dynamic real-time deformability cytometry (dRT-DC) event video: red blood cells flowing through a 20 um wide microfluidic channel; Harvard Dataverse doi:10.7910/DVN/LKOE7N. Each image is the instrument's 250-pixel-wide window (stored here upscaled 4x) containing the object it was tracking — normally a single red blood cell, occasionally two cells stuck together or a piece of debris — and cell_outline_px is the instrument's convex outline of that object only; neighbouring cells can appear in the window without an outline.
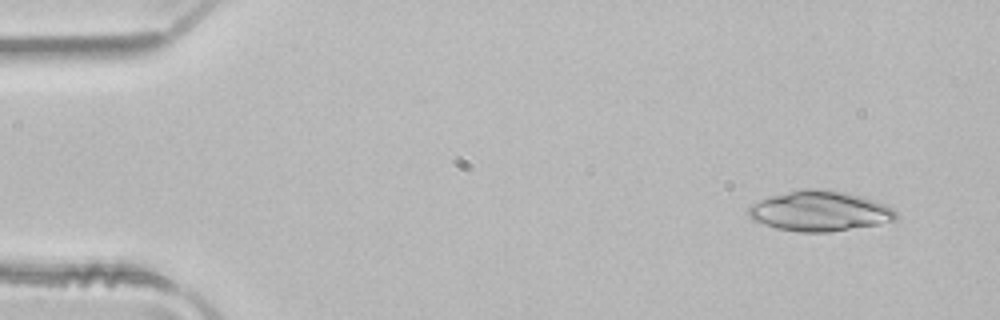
{"species": "common noctule bat (a hibernating species)", "species_latin": "Nyctalus noctula", "temperature_condition": "room temperature", "stored_images_in_passage": 4, "segment_of_instrument_passage": [1, 2], "camera_frame_rate_fps": 3000, "um_per_image_px": 0.085, "animal": {"sex": "male", "body_mass_g": 21.5, "forearm_length_mm": 52.0}, "frame": {"image": 1, "passage_image": 1, "time_ms": 0.0, "image_size_px": [1000, 320], "cell_outline_px": [[896, 220], [880, 224], [828, 232], [800, 232], [776, 228], [752, 220], [748, 216], [748, 208], [752, 204], [768, 196], [796, 188], [828, 188], [860, 196], [884, 204], [892, 208], [896, 212]], "centroid_in_image_um": [69.63, 17.92], "position_along_channel_um": 15.4, "area_um2": 34.85}}